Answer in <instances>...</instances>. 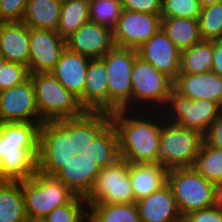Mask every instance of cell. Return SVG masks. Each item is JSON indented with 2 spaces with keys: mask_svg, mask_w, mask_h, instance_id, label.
Here are the masks:
<instances>
[{
  "mask_svg": "<svg viewBox=\"0 0 222 222\" xmlns=\"http://www.w3.org/2000/svg\"><path fill=\"white\" fill-rule=\"evenodd\" d=\"M128 175L135 203L164 186L167 183L168 170L156 163H129Z\"/></svg>",
  "mask_w": 222,
  "mask_h": 222,
  "instance_id": "obj_23",
  "label": "cell"
},
{
  "mask_svg": "<svg viewBox=\"0 0 222 222\" xmlns=\"http://www.w3.org/2000/svg\"><path fill=\"white\" fill-rule=\"evenodd\" d=\"M30 78L27 66L17 62H6L0 72V91L20 85Z\"/></svg>",
  "mask_w": 222,
  "mask_h": 222,
  "instance_id": "obj_37",
  "label": "cell"
},
{
  "mask_svg": "<svg viewBox=\"0 0 222 222\" xmlns=\"http://www.w3.org/2000/svg\"><path fill=\"white\" fill-rule=\"evenodd\" d=\"M204 141L210 146L222 149V113L209 126L204 134Z\"/></svg>",
  "mask_w": 222,
  "mask_h": 222,
  "instance_id": "obj_41",
  "label": "cell"
},
{
  "mask_svg": "<svg viewBox=\"0 0 222 222\" xmlns=\"http://www.w3.org/2000/svg\"><path fill=\"white\" fill-rule=\"evenodd\" d=\"M114 46L113 30L90 20L66 39L69 50L90 59L101 58Z\"/></svg>",
  "mask_w": 222,
  "mask_h": 222,
  "instance_id": "obj_16",
  "label": "cell"
},
{
  "mask_svg": "<svg viewBox=\"0 0 222 222\" xmlns=\"http://www.w3.org/2000/svg\"><path fill=\"white\" fill-rule=\"evenodd\" d=\"M88 219V204L85 198L75 196L68 204L53 209L45 222H85Z\"/></svg>",
  "mask_w": 222,
  "mask_h": 222,
  "instance_id": "obj_35",
  "label": "cell"
},
{
  "mask_svg": "<svg viewBox=\"0 0 222 222\" xmlns=\"http://www.w3.org/2000/svg\"><path fill=\"white\" fill-rule=\"evenodd\" d=\"M128 170L129 163L123 159L101 168L90 193L85 198L87 204L134 203Z\"/></svg>",
  "mask_w": 222,
  "mask_h": 222,
  "instance_id": "obj_11",
  "label": "cell"
},
{
  "mask_svg": "<svg viewBox=\"0 0 222 222\" xmlns=\"http://www.w3.org/2000/svg\"><path fill=\"white\" fill-rule=\"evenodd\" d=\"M61 0H28L22 23L30 29L57 31Z\"/></svg>",
  "mask_w": 222,
  "mask_h": 222,
  "instance_id": "obj_25",
  "label": "cell"
},
{
  "mask_svg": "<svg viewBox=\"0 0 222 222\" xmlns=\"http://www.w3.org/2000/svg\"><path fill=\"white\" fill-rule=\"evenodd\" d=\"M65 48L66 40L57 31L29 29L30 74L51 73Z\"/></svg>",
  "mask_w": 222,
  "mask_h": 222,
  "instance_id": "obj_14",
  "label": "cell"
},
{
  "mask_svg": "<svg viewBox=\"0 0 222 222\" xmlns=\"http://www.w3.org/2000/svg\"><path fill=\"white\" fill-rule=\"evenodd\" d=\"M173 88L192 100H210L222 108V77L214 71L200 74H178Z\"/></svg>",
  "mask_w": 222,
  "mask_h": 222,
  "instance_id": "obj_19",
  "label": "cell"
},
{
  "mask_svg": "<svg viewBox=\"0 0 222 222\" xmlns=\"http://www.w3.org/2000/svg\"><path fill=\"white\" fill-rule=\"evenodd\" d=\"M24 122L43 123L31 78L20 85L0 91V123Z\"/></svg>",
  "mask_w": 222,
  "mask_h": 222,
  "instance_id": "obj_12",
  "label": "cell"
},
{
  "mask_svg": "<svg viewBox=\"0 0 222 222\" xmlns=\"http://www.w3.org/2000/svg\"><path fill=\"white\" fill-rule=\"evenodd\" d=\"M119 139L120 158L130 164L156 163L162 111L118 110L110 114Z\"/></svg>",
  "mask_w": 222,
  "mask_h": 222,
  "instance_id": "obj_1",
  "label": "cell"
},
{
  "mask_svg": "<svg viewBox=\"0 0 222 222\" xmlns=\"http://www.w3.org/2000/svg\"><path fill=\"white\" fill-rule=\"evenodd\" d=\"M7 60L0 54V72Z\"/></svg>",
  "mask_w": 222,
  "mask_h": 222,
  "instance_id": "obj_45",
  "label": "cell"
},
{
  "mask_svg": "<svg viewBox=\"0 0 222 222\" xmlns=\"http://www.w3.org/2000/svg\"><path fill=\"white\" fill-rule=\"evenodd\" d=\"M138 56L173 81L180 73L181 52L161 28L138 49Z\"/></svg>",
  "mask_w": 222,
  "mask_h": 222,
  "instance_id": "obj_15",
  "label": "cell"
},
{
  "mask_svg": "<svg viewBox=\"0 0 222 222\" xmlns=\"http://www.w3.org/2000/svg\"><path fill=\"white\" fill-rule=\"evenodd\" d=\"M89 21V0H62L57 32L66 40Z\"/></svg>",
  "mask_w": 222,
  "mask_h": 222,
  "instance_id": "obj_31",
  "label": "cell"
},
{
  "mask_svg": "<svg viewBox=\"0 0 222 222\" xmlns=\"http://www.w3.org/2000/svg\"><path fill=\"white\" fill-rule=\"evenodd\" d=\"M135 203L141 222H182V216L168 183Z\"/></svg>",
  "mask_w": 222,
  "mask_h": 222,
  "instance_id": "obj_20",
  "label": "cell"
},
{
  "mask_svg": "<svg viewBox=\"0 0 222 222\" xmlns=\"http://www.w3.org/2000/svg\"><path fill=\"white\" fill-rule=\"evenodd\" d=\"M40 119L59 121L81 116L85 110L78 98L66 90L51 73L30 74Z\"/></svg>",
  "mask_w": 222,
  "mask_h": 222,
  "instance_id": "obj_6",
  "label": "cell"
},
{
  "mask_svg": "<svg viewBox=\"0 0 222 222\" xmlns=\"http://www.w3.org/2000/svg\"><path fill=\"white\" fill-rule=\"evenodd\" d=\"M89 61V57L73 52L66 47L51 74L66 90L79 98L84 91Z\"/></svg>",
  "mask_w": 222,
  "mask_h": 222,
  "instance_id": "obj_21",
  "label": "cell"
},
{
  "mask_svg": "<svg viewBox=\"0 0 222 222\" xmlns=\"http://www.w3.org/2000/svg\"><path fill=\"white\" fill-rule=\"evenodd\" d=\"M214 206L222 212V181L215 184Z\"/></svg>",
  "mask_w": 222,
  "mask_h": 222,
  "instance_id": "obj_43",
  "label": "cell"
},
{
  "mask_svg": "<svg viewBox=\"0 0 222 222\" xmlns=\"http://www.w3.org/2000/svg\"><path fill=\"white\" fill-rule=\"evenodd\" d=\"M124 10L161 14L162 0H121Z\"/></svg>",
  "mask_w": 222,
  "mask_h": 222,
  "instance_id": "obj_39",
  "label": "cell"
},
{
  "mask_svg": "<svg viewBox=\"0 0 222 222\" xmlns=\"http://www.w3.org/2000/svg\"><path fill=\"white\" fill-rule=\"evenodd\" d=\"M100 168L113 165L120 158L119 139L115 126L110 122L82 151Z\"/></svg>",
  "mask_w": 222,
  "mask_h": 222,
  "instance_id": "obj_26",
  "label": "cell"
},
{
  "mask_svg": "<svg viewBox=\"0 0 222 222\" xmlns=\"http://www.w3.org/2000/svg\"><path fill=\"white\" fill-rule=\"evenodd\" d=\"M212 71L222 77V40H213Z\"/></svg>",
  "mask_w": 222,
  "mask_h": 222,
  "instance_id": "obj_42",
  "label": "cell"
},
{
  "mask_svg": "<svg viewBox=\"0 0 222 222\" xmlns=\"http://www.w3.org/2000/svg\"><path fill=\"white\" fill-rule=\"evenodd\" d=\"M203 141L201 132L165 120L161 126L156 164L166 170L193 167Z\"/></svg>",
  "mask_w": 222,
  "mask_h": 222,
  "instance_id": "obj_4",
  "label": "cell"
},
{
  "mask_svg": "<svg viewBox=\"0 0 222 222\" xmlns=\"http://www.w3.org/2000/svg\"><path fill=\"white\" fill-rule=\"evenodd\" d=\"M138 52L131 48L114 46L101 59L108 78V113L131 110V72Z\"/></svg>",
  "mask_w": 222,
  "mask_h": 222,
  "instance_id": "obj_8",
  "label": "cell"
},
{
  "mask_svg": "<svg viewBox=\"0 0 222 222\" xmlns=\"http://www.w3.org/2000/svg\"><path fill=\"white\" fill-rule=\"evenodd\" d=\"M28 0H0V22H21Z\"/></svg>",
  "mask_w": 222,
  "mask_h": 222,
  "instance_id": "obj_38",
  "label": "cell"
},
{
  "mask_svg": "<svg viewBox=\"0 0 222 222\" xmlns=\"http://www.w3.org/2000/svg\"><path fill=\"white\" fill-rule=\"evenodd\" d=\"M200 12L199 0H162L161 18L198 19Z\"/></svg>",
  "mask_w": 222,
  "mask_h": 222,
  "instance_id": "obj_36",
  "label": "cell"
},
{
  "mask_svg": "<svg viewBox=\"0 0 222 222\" xmlns=\"http://www.w3.org/2000/svg\"><path fill=\"white\" fill-rule=\"evenodd\" d=\"M192 168L214 184L222 181V149L203 141Z\"/></svg>",
  "mask_w": 222,
  "mask_h": 222,
  "instance_id": "obj_32",
  "label": "cell"
},
{
  "mask_svg": "<svg viewBox=\"0 0 222 222\" xmlns=\"http://www.w3.org/2000/svg\"><path fill=\"white\" fill-rule=\"evenodd\" d=\"M111 122L109 113L85 111L81 116L69 118V136L78 153H82L96 136Z\"/></svg>",
  "mask_w": 222,
  "mask_h": 222,
  "instance_id": "obj_24",
  "label": "cell"
},
{
  "mask_svg": "<svg viewBox=\"0 0 222 222\" xmlns=\"http://www.w3.org/2000/svg\"><path fill=\"white\" fill-rule=\"evenodd\" d=\"M213 40H201L181 51L179 74H200L212 71Z\"/></svg>",
  "mask_w": 222,
  "mask_h": 222,
  "instance_id": "obj_29",
  "label": "cell"
},
{
  "mask_svg": "<svg viewBox=\"0 0 222 222\" xmlns=\"http://www.w3.org/2000/svg\"><path fill=\"white\" fill-rule=\"evenodd\" d=\"M131 80V110L161 111L165 107L174 85L170 77L137 56Z\"/></svg>",
  "mask_w": 222,
  "mask_h": 222,
  "instance_id": "obj_3",
  "label": "cell"
},
{
  "mask_svg": "<svg viewBox=\"0 0 222 222\" xmlns=\"http://www.w3.org/2000/svg\"><path fill=\"white\" fill-rule=\"evenodd\" d=\"M25 222H45L43 219H31V218H27V220Z\"/></svg>",
  "mask_w": 222,
  "mask_h": 222,
  "instance_id": "obj_46",
  "label": "cell"
},
{
  "mask_svg": "<svg viewBox=\"0 0 222 222\" xmlns=\"http://www.w3.org/2000/svg\"><path fill=\"white\" fill-rule=\"evenodd\" d=\"M199 2H200L201 8H204L206 6L222 2V0H199Z\"/></svg>",
  "mask_w": 222,
  "mask_h": 222,
  "instance_id": "obj_44",
  "label": "cell"
},
{
  "mask_svg": "<svg viewBox=\"0 0 222 222\" xmlns=\"http://www.w3.org/2000/svg\"><path fill=\"white\" fill-rule=\"evenodd\" d=\"M122 10L121 0H89V20L112 30Z\"/></svg>",
  "mask_w": 222,
  "mask_h": 222,
  "instance_id": "obj_33",
  "label": "cell"
},
{
  "mask_svg": "<svg viewBox=\"0 0 222 222\" xmlns=\"http://www.w3.org/2000/svg\"><path fill=\"white\" fill-rule=\"evenodd\" d=\"M24 195L20 180H0V222H25Z\"/></svg>",
  "mask_w": 222,
  "mask_h": 222,
  "instance_id": "obj_27",
  "label": "cell"
},
{
  "mask_svg": "<svg viewBox=\"0 0 222 222\" xmlns=\"http://www.w3.org/2000/svg\"><path fill=\"white\" fill-rule=\"evenodd\" d=\"M101 168L86 154L77 153L53 176L60 180L75 196L86 198Z\"/></svg>",
  "mask_w": 222,
  "mask_h": 222,
  "instance_id": "obj_17",
  "label": "cell"
},
{
  "mask_svg": "<svg viewBox=\"0 0 222 222\" xmlns=\"http://www.w3.org/2000/svg\"><path fill=\"white\" fill-rule=\"evenodd\" d=\"M108 78L101 58L90 59L83 94L78 98L80 106L89 112L108 113Z\"/></svg>",
  "mask_w": 222,
  "mask_h": 222,
  "instance_id": "obj_18",
  "label": "cell"
},
{
  "mask_svg": "<svg viewBox=\"0 0 222 222\" xmlns=\"http://www.w3.org/2000/svg\"><path fill=\"white\" fill-rule=\"evenodd\" d=\"M167 183L182 217L192 211L214 206L215 184L192 167L168 170Z\"/></svg>",
  "mask_w": 222,
  "mask_h": 222,
  "instance_id": "obj_9",
  "label": "cell"
},
{
  "mask_svg": "<svg viewBox=\"0 0 222 222\" xmlns=\"http://www.w3.org/2000/svg\"><path fill=\"white\" fill-rule=\"evenodd\" d=\"M182 222H222V212L215 206L195 210L183 216Z\"/></svg>",
  "mask_w": 222,
  "mask_h": 222,
  "instance_id": "obj_40",
  "label": "cell"
},
{
  "mask_svg": "<svg viewBox=\"0 0 222 222\" xmlns=\"http://www.w3.org/2000/svg\"><path fill=\"white\" fill-rule=\"evenodd\" d=\"M20 181L27 218L43 219L53 209L68 204L75 197L60 180L38 171L31 178Z\"/></svg>",
  "mask_w": 222,
  "mask_h": 222,
  "instance_id": "obj_7",
  "label": "cell"
},
{
  "mask_svg": "<svg viewBox=\"0 0 222 222\" xmlns=\"http://www.w3.org/2000/svg\"><path fill=\"white\" fill-rule=\"evenodd\" d=\"M161 111L166 121L182 128L197 130L204 135L213 121L222 113V108L210 100H192L173 88Z\"/></svg>",
  "mask_w": 222,
  "mask_h": 222,
  "instance_id": "obj_10",
  "label": "cell"
},
{
  "mask_svg": "<svg viewBox=\"0 0 222 222\" xmlns=\"http://www.w3.org/2000/svg\"><path fill=\"white\" fill-rule=\"evenodd\" d=\"M29 29L22 22L0 23V54L8 62L29 66Z\"/></svg>",
  "mask_w": 222,
  "mask_h": 222,
  "instance_id": "obj_22",
  "label": "cell"
},
{
  "mask_svg": "<svg viewBox=\"0 0 222 222\" xmlns=\"http://www.w3.org/2000/svg\"><path fill=\"white\" fill-rule=\"evenodd\" d=\"M90 222H141L136 203L88 204Z\"/></svg>",
  "mask_w": 222,
  "mask_h": 222,
  "instance_id": "obj_30",
  "label": "cell"
},
{
  "mask_svg": "<svg viewBox=\"0 0 222 222\" xmlns=\"http://www.w3.org/2000/svg\"><path fill=\"white\" fill-rule=\"evenodd\" d=\"M198 23L202 40H222V2L201 8Z\"/></svg>",
  "mask_w": 222,
  "mask_h": 222,
  "instance_id": "obj_34",
  "label": "cell"
},
{
  "mask_svg": "<svg viewBox=\"0 0 222 222\" xmlns=\"http://www.w3.org/2000/svg\"><path fill=\"white\" fill-rule=\"evenodd\" d=\"M78 150L69 136V119L45 121L40 125L37 171L53 176L72 159Z\"/></svg>",
  "mask_w": 222,
  "mask_h": 222,
  "instance_id": "obj_5",
  "label": "cell"
},
{
  "mask_svg": "<svg viewBox=\"0 0 222 222\" xmlns=\"http://www.w3.org/2000/svg\"><path fill=\"white\" fill-rule=\"evenodd\" d=\"M161 28L180 52L202 40L198 19L162 18Z\"/></svg>",
  "mask_w": 222,
  "mask_h": 222,
  "instance_id": "obj_28",
  "label": "cell"
},
{
  "mask_svg": "<svg viewBox=\"0 0 222 222\" xmlns=\"http://www.w3.org/2000/svg\"><path fill=\"white\" fill-rule=\"evenodd\" d=\"M39 123H0V180H25L37 171Z\"/></svg>",
  "mask_w": 222,
  "mask_h": 222,
  "instance_id": "obj_2",
  "label": "cell"
},
{
  "mask_svg": "<svg viewBox=\"0 0 222 222\" xmlns=\"http://www.w3.org/2000/svg\"><path fill=\"white\" fill-rule=\"evenodd\" d=\"M161 26V14H149L123 9L113 29L115 46L137 50L144 42L157 33Z\"/></svg>",
  "mask_w": 222,
  "mask_h": 222,
  "instance_id": "obj_13",
  "label": "cell"
}]
</instances>
